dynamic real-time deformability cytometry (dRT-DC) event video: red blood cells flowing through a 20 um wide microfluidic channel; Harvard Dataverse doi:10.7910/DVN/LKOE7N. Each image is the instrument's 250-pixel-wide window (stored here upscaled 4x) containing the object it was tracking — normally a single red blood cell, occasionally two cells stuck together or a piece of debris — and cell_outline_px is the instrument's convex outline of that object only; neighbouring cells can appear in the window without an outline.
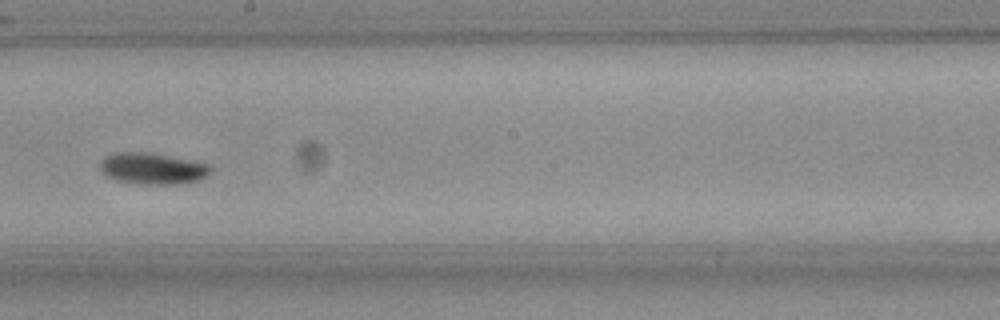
{"species": "Egyptian fruit bat (a non-hibernating species)", "species_latin": "Rousettus aegyptiacus", "temperature_condition": "room temperature", "stored_images_in_passage": 27, "camera_frame_rate_fps": 3000, "um_per_image_px": 0.085, "frame": {"image": 1, "passage_image": 16, "time_ms": 5.0, "image_size_px": [1000, 320], "cell_outline_px": [[212, 168], [200, 180], [176, 184], [140, 184], [116, 180], [108, 176], [100, 168], [100, 160], [104, 156], [116, 152], [144, 152], [168, 156], [208, 164]], "centroid_in_image_um": [12.91, 14.32], "position_along_channel_um": 235.3, "area_um2": 19.88}, "authors_computed_cell_mechanics": {"area_um2": 19.3052, "velocity_mm_per_s": 3.7565, "shape_relaxation_time_tau1_ms": 4.6797, "shape_relaxation_time_tau2_ms": 8.448, "deformation_change_tau1": 0.1317, "deformation_change_tau2": 0.0892}}